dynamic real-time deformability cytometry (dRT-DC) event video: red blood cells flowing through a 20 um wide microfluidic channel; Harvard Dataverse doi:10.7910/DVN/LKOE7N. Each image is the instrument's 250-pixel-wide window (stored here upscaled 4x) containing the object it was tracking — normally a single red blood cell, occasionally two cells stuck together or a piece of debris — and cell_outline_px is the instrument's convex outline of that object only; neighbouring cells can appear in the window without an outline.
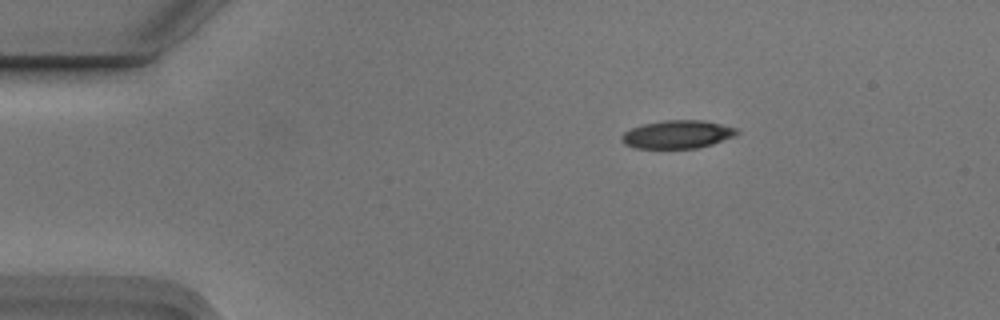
{"species": "Egyptian fruit bat (a non-hibernating species)", "species_latin": "Rousettus aegyptiacus", "temperature_condition": "cold", "stored_images_in_passage": 3, "camera_frame_rate_fps": 3000, "um_per_image_px": 0.085, "animal": {"sex": "male"}, "frame": {"image": 1, "passage_image": 1, "time_ms": 0.0, "image_size_px": [1000, 320], "cell_outline_px": [[740, 132], [736, 136], [712, 144], [696, 148], [636, 148], [624, 144], [620, 140], [620, 136], [624, 132], [640, 124], [664, 120], [700, 120], [720, 124], [736, 128]], "centroid_in_image_um": [57.56, 11.42], "position_along_channel_um": 27.4, "area_um2": 18.96}}